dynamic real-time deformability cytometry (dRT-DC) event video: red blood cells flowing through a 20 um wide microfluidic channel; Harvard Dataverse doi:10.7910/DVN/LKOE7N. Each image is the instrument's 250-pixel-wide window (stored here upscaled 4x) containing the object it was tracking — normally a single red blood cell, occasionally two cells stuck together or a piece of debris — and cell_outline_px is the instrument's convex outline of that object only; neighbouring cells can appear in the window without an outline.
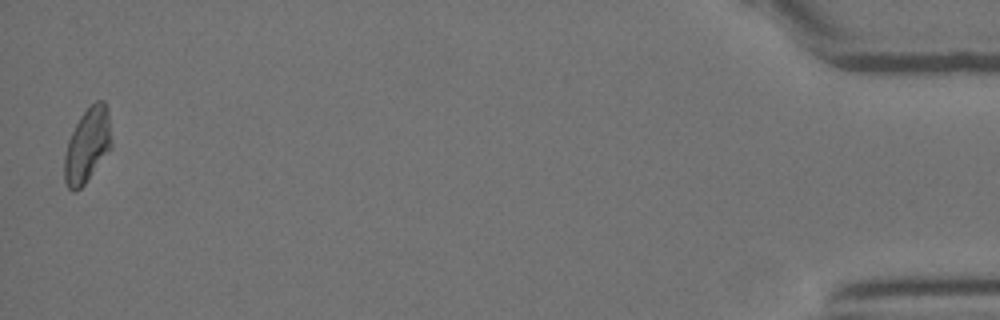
{"species": "Egyptian fruit bat (a non-hibernating species)", "species_latin": "Rousettus aegyptiacus", "temperature_condition": "room temperature", "stored_images_in_passage": 30, "camera_frame_rate_fps": 3000, "um_per_image_px": 0.085, "animal": {"sex": "female"}, "frame": {"image": 1, "passage_image": 30, "time_ms": 9.667, "image_size_px": [1000, 320], "cell_outline_px": [[112, 148], [84, 184], [76, 192], [72, 192], [68, 188], [64, 180], [64, 156], [68, 140], [80, 116], [96, 100], [104, 100], [108, 112], [112, 140]], "centroid_in_image_um": [7.43, 12.37], "position_along_channel_um": 427.8, "area_um2": 20.46}}